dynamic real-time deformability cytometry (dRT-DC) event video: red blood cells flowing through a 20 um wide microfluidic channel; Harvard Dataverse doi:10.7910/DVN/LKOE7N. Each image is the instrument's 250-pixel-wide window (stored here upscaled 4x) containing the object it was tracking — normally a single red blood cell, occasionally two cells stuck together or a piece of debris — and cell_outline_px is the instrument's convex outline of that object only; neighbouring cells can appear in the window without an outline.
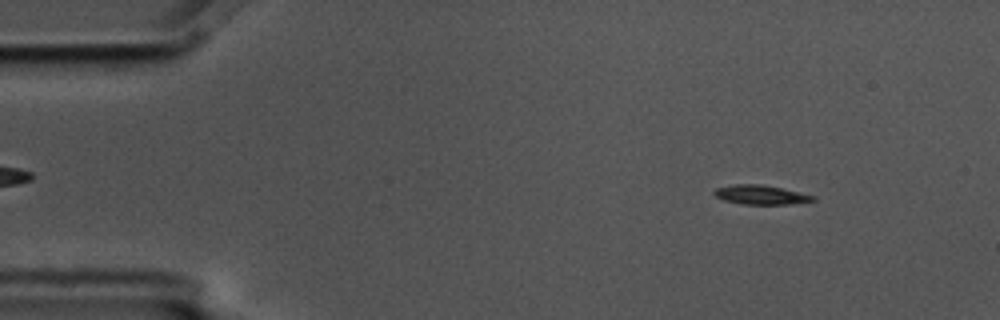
{"species": "common noctule bat (a hibernating species)", "species_latin": "Nyctalus noctula", "temperature_condition": "cold", "stored_images_in_passage": 5, "camera_frame_rate_fps": 3000, "um_per_image_px": 0.085, "animal": {"sex": "male", "body_mass_g": 17.5, "forearm_length_mm": 52.3}, "frame": {"image": 1, "passage_image": 1, "time_ms": 0.0, "image_size_px": [1000, 320], "cell_outline_px": [[816, 200], [788, 204], [744, 204], [724, 200], [716, 196], [712, 192], [716, 188], [736, 184], [760, 184], [780, 188], [816, 196]], "centroid_in_image_um": [64.65, 16.55], "position_along_channel_um": 20.3, "area_um2": 10.87}}
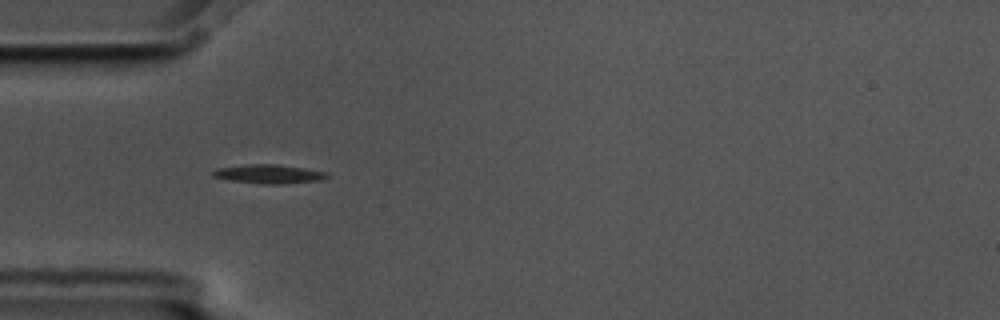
{"frame": {"image": 2, "passage_image": 4, "time_ms": 1.0, "image_size_px": [1000, 320], "cell_outline_px": [[328, 176], [320, 180], [284, 184], [260, 184], [228, 180], [212, 176], [212, 172], [216, 168], [248, 164], [276, 164], [328, 172]], "centroid_in_image_um": [22.81, 14.79], "position_along_channel_um": 62.2, "area_um2": 12.6}}